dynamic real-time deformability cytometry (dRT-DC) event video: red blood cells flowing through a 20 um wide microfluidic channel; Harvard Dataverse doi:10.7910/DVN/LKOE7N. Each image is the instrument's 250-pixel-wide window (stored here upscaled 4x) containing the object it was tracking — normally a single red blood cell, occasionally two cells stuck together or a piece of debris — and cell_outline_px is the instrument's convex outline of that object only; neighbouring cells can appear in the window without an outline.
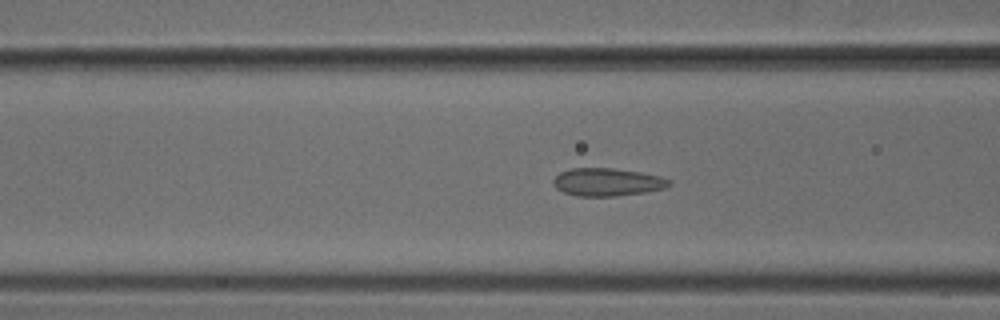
{"species": "common noctule bat (a hibernating species)", "species_latin": "Nyctalus noctula", "temperature_condition": "cold", "stored_images_in_passage": 38, "camera_frame_rate_fps": 3000, "um_per_image_px": 0.085, "animal": {"sex": "male", "body_mass_g": 18.8}, "frame": {"image": 1, "passage_image": 6, "time_ms": 1.667, "image_size_px": [1000, 320], "cell_outline_px": [[672, 184], [664, 188], [644, 192], [616, 196], [576, 196], [564, 192], [556, 188], [552, 184], [552, 180], [560, 172], [572, 168], [612, 168], [640, 172], [660, 176], [672, 180]], "centroid_in_image_um": [51.61, 15.47], "position_along_channel_um": 115.0, "area_um2": 18.84}}
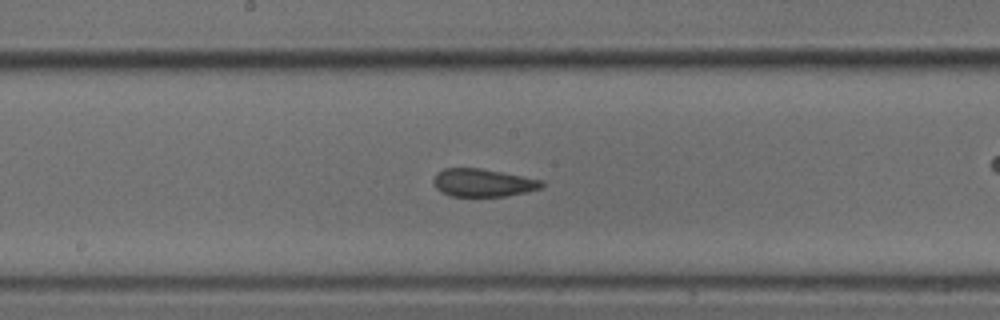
{"frame": {"image": 2, "passage_image": 13, "time_ms": 4.0, "image_size_px": [1000, 320], "cell_outline_px": [[544, 184], [540, 188], [524, 192], [504, 196], [448, 196], [440, 192], [436, 188], [432, 180], [436, 172], [444, 168], [480, 168], [544, 180]], "centroid_in_image_um": [41.0, 15.53], "position_along_channel_um": 207.2, "area_um2": 17.63}}
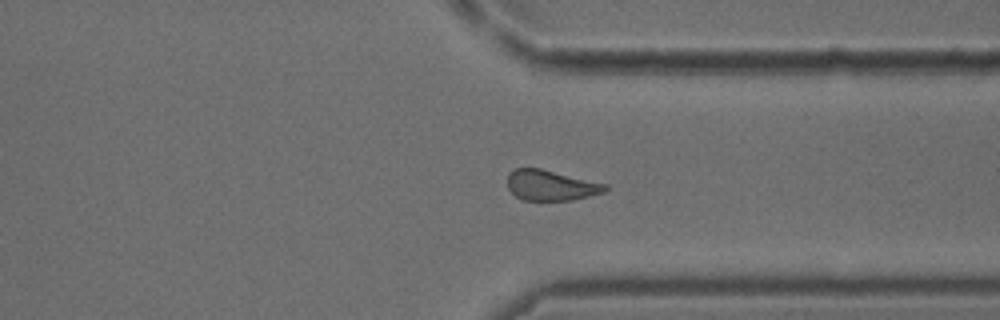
{"frame": {"image": 3, "passage_image": 25, "time_ms": 8.0, "image_size_px": [1000, 320], "cell_outline_px": [[608, 188], [604, 192], [572, 200], [524, 200], [516, 196], [508, 188], [508, 172], [512, 168], [540, 168], [608, 184]], "centroid_in_image_um": [46.82, 15.74], "position_along_channel_um": 364.6, "area_um2": 17.34}}